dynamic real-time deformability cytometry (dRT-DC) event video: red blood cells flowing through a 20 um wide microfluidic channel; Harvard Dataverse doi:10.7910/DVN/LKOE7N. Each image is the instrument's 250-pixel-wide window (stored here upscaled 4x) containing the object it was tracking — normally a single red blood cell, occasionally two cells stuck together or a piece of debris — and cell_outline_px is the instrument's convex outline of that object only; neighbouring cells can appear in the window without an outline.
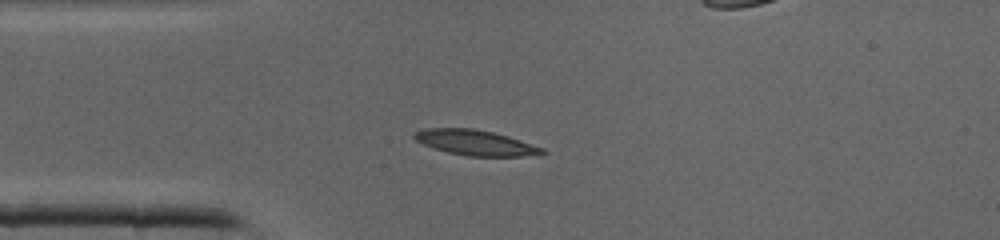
{"species": "common noctule bat (a hibernating species)", "species_latin": "Nyctalus noctula", "temperature_condition": "cold", "stored_images_in_passage": 32, "camera_frame_rate_fps": 3000, "um_per_image_px": 0.085, "animal": {"sex": "male", "body_mass_g": 19.0, "forearm_length_mm": 50.8}, "frame": {"image": 1, "passage_image": 1, "time_ms": 0.0, "image_size_px": [1000, 240], "cell_outline_px": [[548, 152], [524, 156], [468, 156], [448, 152], [424, 144], [416, 140], [412, 136], [416, 132], [424, 128], [472, 128], [492, 132], [508, 136], [544, 148]], "centroid_in_image_um": [40.42, 12.12], "position_along_channel_um": 44.6, "area_um2": 18.61}}
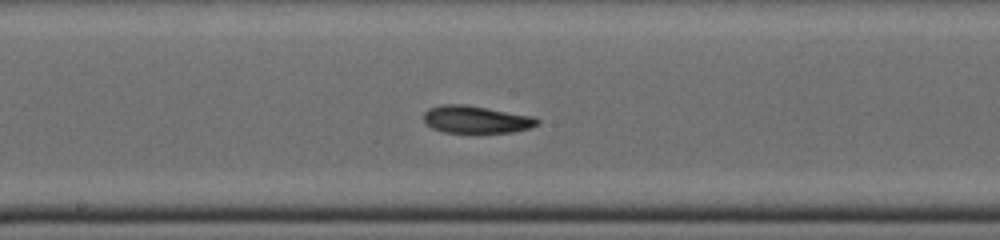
{"frame": {"image": 2, "passage_image": 12, "time_ms": 3.667, "image_size_px": [1000, 240], "cell_outline_px": [[540, 124], [532, 128], [512, 132], [476, 136], [444, 132], [432, 128], [424, 120], [424, 112], [428, 108], [440, 104], [464, 104], [536, 116], [540, 120]], "centroid_in_image_um": [40.53, 10.2], "position_along_channel_um": 207.7, "area_um2": 19.31}}
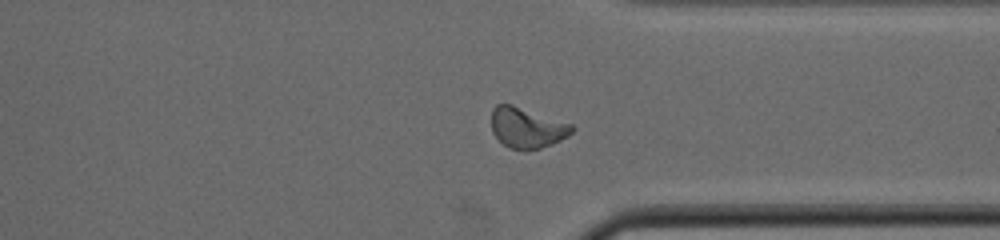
{"frame": {"image": 3, "passage_image": 22, "time_ms": 7.0, "image_size_px": [1000, 240], "cell_outline_px": [[576, 128], [568, 136], [552, 144], [540, 148], [524, 152], [508, 148], [492, 132], [492, 108], [496, 104], [512, 104], [572, 124]], "centroid_in_image_um": [44.79, 10.88], "position_along_channel_um": 366.6, "area_um2": 19.19}}